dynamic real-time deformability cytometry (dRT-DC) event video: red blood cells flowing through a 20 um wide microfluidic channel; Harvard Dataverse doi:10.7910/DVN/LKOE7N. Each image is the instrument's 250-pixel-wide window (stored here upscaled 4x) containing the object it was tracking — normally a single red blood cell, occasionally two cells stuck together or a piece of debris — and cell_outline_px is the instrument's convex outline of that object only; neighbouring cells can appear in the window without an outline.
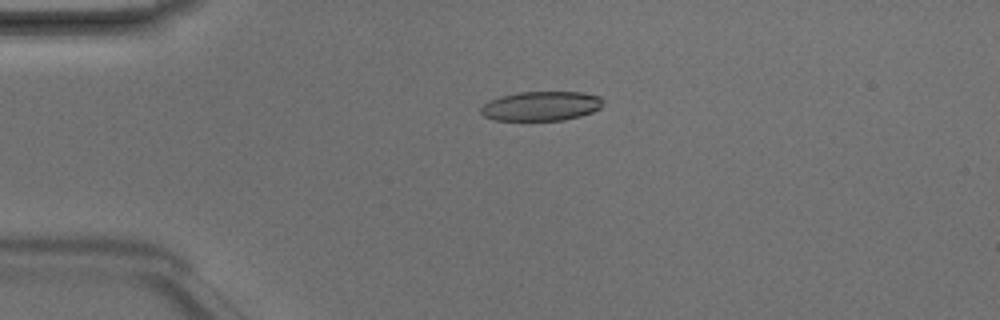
{"species": "Egyptian fruit bat (a non-hibernating species)", "species_latin": "Rousettus aegyptiacus", "temperature_condition": "room temperature", "stored_images_in_passage": 6, "camera_frame_rate_fps": 3000, "um_per_image_px": 0.085, "animal": {"sex": "male"}, "frame": {"image": 1, "passage_image": 4, "time_ms": 1.0, "image_size_px": [1000, 320], "cell_outline_px": [[604, 100], [600, 108], [592, 112], [580, 116], [564, 120], [496, 120], [484, 116], [480, 112], [480, 108], [484, 104], [500, 96], [520, 92], [584, 92], [600, 96]], "centroid_in_image_um": [46.03, 9.01], "position_along_channel_um": 39.0, "area_um2": 20.92}}